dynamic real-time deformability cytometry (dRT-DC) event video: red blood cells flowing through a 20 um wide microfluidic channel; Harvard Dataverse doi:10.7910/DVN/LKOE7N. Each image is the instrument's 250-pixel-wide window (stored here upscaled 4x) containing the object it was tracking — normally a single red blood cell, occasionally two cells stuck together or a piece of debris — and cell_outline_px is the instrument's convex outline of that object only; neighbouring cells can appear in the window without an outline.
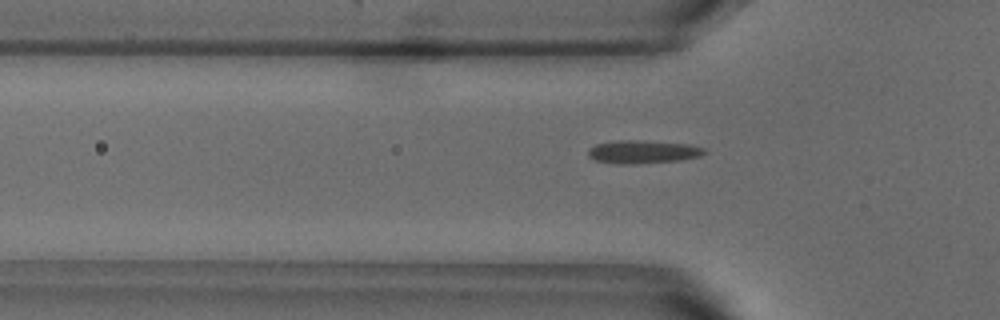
{"species": "common noctule bat (a hibernating species)", "species_latin": "Nyctalus noctula", "temperature_condition": "warm", "stored_images_in_passage": 38, "camera_frame_rate_fps": 3000, "um_per_image_px": 0.085, "animal": {"sex": "male", "body_mass_g": 18.8}, "frame": {"image": 1, "passage_image": 7, "time_ms": 2.0, "image_size_px": [1000, 320], "cell_outline_px": [[708, 152], [700, 156], [680, 160], [636, 164], [616, 164], [596, 160], [588, 156], [588, 148], [596, 144], [616, 140], [632, 140], [688, 144], [704, 148]], "centroid_in_image_um": [54.63, 12.91], "position_along_channel_um": 71.2, "area_um2": 15.66}}
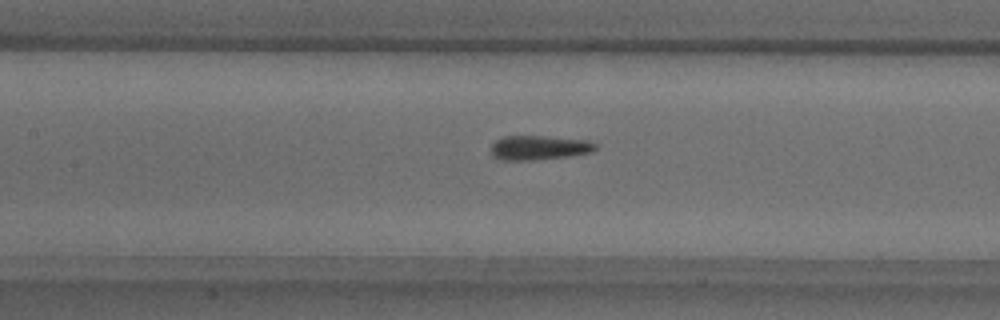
{"frame": {"image": 2, "passage_image": 14, "time_ms": 4.333, "image_size_px": [1000, 320], "cell_outline_px": [[596, 148], [592, 152], [568, 156], [532, 160], [500, 160], [492, 156], [492, 144], [496, 140], [504, 136], [544, 136], [588, 140], [596, 144]], "centroid_in_image_um": [45.81, 12.55], "position_along_channel_um": 161.6, "area_um2": 14.8}}
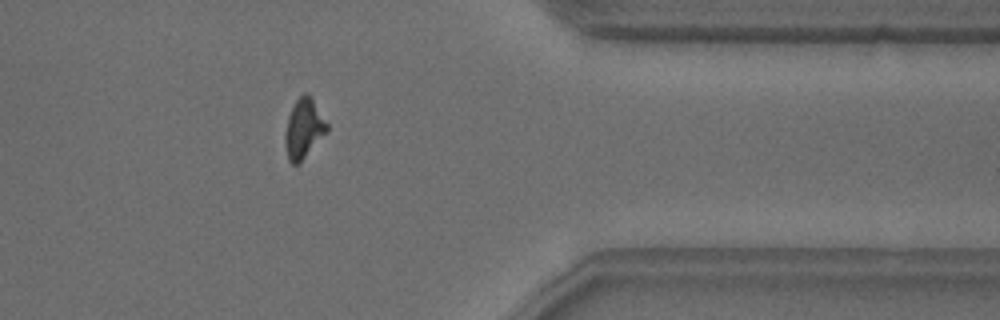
{"frame": {"image": 3, "passage_image": 33, "time_ms": 10.667, "image_size_px": [1000, 320], "cell_outline_px": [[328, 128], [304, 156], [296, 164], [292, 164], [288, 160], [284, 144], [284, 132], [288, 116], [296, 100], [304, 92], [308, 92], [328, 124]], "centroid_in_image_um": [25.77, 10.88], "position_along_channel_um": 385.6, "area_um2": 14.05}}